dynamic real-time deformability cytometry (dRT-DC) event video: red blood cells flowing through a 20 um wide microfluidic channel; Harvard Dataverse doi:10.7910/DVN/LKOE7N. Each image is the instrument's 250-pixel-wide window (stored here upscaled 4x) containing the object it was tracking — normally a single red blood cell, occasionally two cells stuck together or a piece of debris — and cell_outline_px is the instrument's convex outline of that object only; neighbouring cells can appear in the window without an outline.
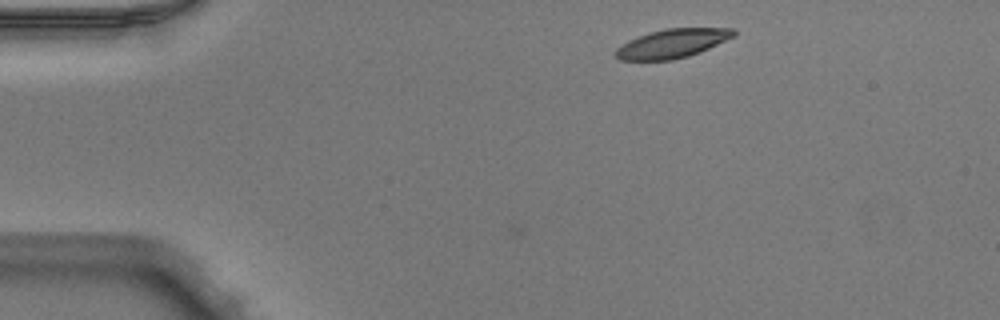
{"species": "Egyptian fruit bat (a non-hibernating species)", "species_latin": "Rousettus aegyptiacus", "temperature_condition": "warm", "stored_images_in_passage": 6, "camera_frame_rate_fps": 3000, "um_per_image_px": 0.085, "animal": {"sex": "male"}, "frame": {"image": 1, "passage_image": 6, "time_ms": 1.667, "image_size_px": [1000, 320], "cell_outline_px": [[736, 36], [700, 52], [688, 56], [672, 60], [616, 60], [612, 56], [612, 52], [616, 48], [628, 40], [648, 32], [664, 28], [736, 28]], "centroid_in_image_um": [57.1, 3.7], "position_along_channel_um": 27.9, "area_um2": 20.29}}